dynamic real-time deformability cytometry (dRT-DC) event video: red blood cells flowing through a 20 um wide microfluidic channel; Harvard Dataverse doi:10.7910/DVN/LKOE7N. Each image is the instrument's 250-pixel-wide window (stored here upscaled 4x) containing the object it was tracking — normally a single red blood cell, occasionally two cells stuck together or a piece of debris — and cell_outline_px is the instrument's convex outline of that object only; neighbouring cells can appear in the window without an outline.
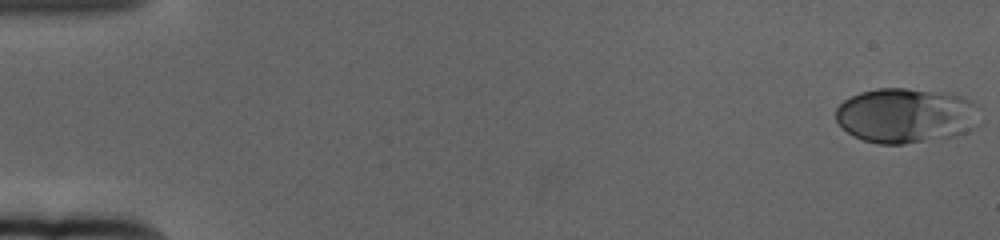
{"species": "human", "species_latin": "Homo sapiens", "temperature_condition": "cold", "stored_images_in_passage": 61, "camera_frame_rate_fps": 3000, "um_per_image_px": 0.085, "donor": {"sex": "female"}, "frame": {"image": 1, "passage_image": 1, "time_ms": 0.0, "image_size_px": [1000, 240], "cell_outline_px": [[984, 124], [960, 136], [904, 144], [880, 144], [864, 140], [848, 132], [836, 120], [836, 108], [844, 100], [860, 92], [876, 88], [908, 88], [952, 92], [972, 100], [980, 108]], "centroid_in_image_um": [77.16, 9.81], "position_along_channel_um": 7.8, "area_um2": 47.51}}
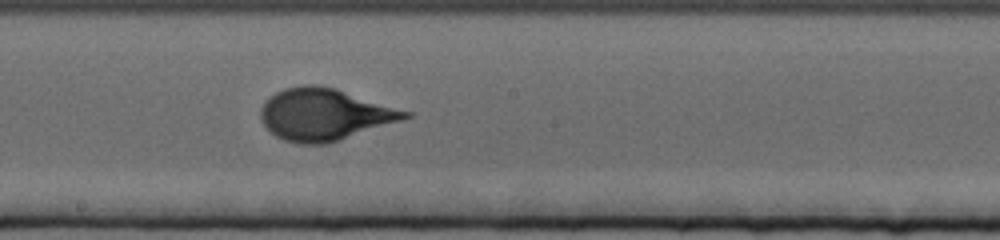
{"frame": {"image": 2, "passage_image": 34, "time_ms": 11.0, "image_size_px": [1000, 240], "cell_outline_px": [[412, 116], [404, 120], [324, 144], [296, 144], [284, 140], [276, 136], [260, 120], [260, 108], [276, 92], [284, 88], [304, 84], [320, 84], [336, 88], [412, 112]], "centroid_in_image_um": [27.6, 9.71], "position_along_channel_um": 220.6, "area_um2": 43.58}}
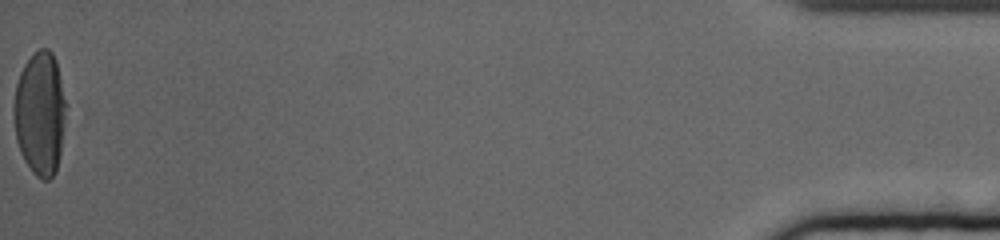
{"frame": {"image": 3, "passage_image": 61, "time_ms": 20.0, "image_size_px": [1000, 240], "cell_outline_px": [[64, 124], [60, 156], [56, 172], [48, 180], [40, 180], [32, 172], [24, 160], [20, 152], [16, 140], [12, 116], [12, 108], [16, 84], [20, 72], [24, 64], [40, 48], [48, 48], [52, 52], [56, 60], [60, 76], [64, 100]], "centroid_in_image_um": [3.36, 9.67], "position_along_channel_um": 431.8, "area_um2": 37.74}, "authors_computed_cell_mechanics": {"area_um2": 41.5582, "velocity_mm_per_s": 3.3514, "shape_relaxation_time_tau1_ms": 4.9724, "shape_relaxation_time_tau2_ms": null, "deformation_change_tau1": 0.2081, "deformation_change_tau2": null}}